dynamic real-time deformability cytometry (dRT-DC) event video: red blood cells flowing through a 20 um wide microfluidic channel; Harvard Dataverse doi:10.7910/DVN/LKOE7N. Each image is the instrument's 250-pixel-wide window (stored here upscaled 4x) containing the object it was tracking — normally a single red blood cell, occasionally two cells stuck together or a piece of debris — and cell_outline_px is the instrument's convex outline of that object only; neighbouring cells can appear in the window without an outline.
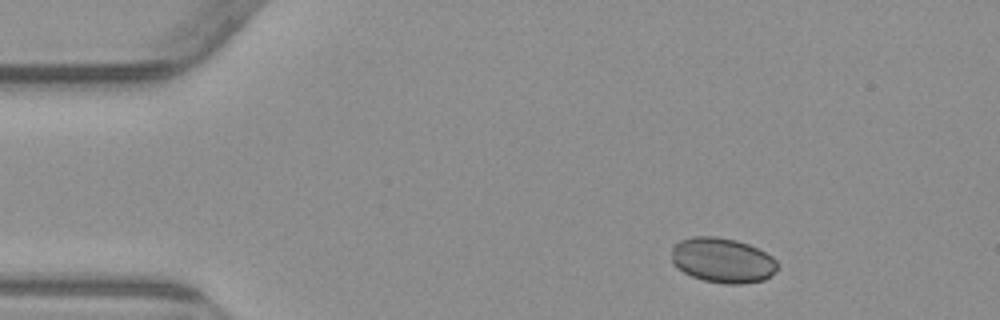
{"species": "common noctule bat (a hibernating species)", "species_latin": "Nyctalus noctula", "temperature_condition": "warm", "stored_images_in_passage": 3, "camera_frame_rate_fps": 3000, "um_per_image_px": 0.085, "animal": {"sex": "male", "body_mass_g": 23.1, "forearm_length_mm": 52.7}, "frame": {"image": 1, "passage_image": 1, "time_ms": 0.0, "image_size_px": [1000, 320], "cell_outline_px": [[776, 272], [764, 280], [744, 284], [724, 284], [704, 280], [692, 276], [676, 268], [672, 264], [672, 244], [680, 240], [692, 236], [716, 236], [736, 240], [748, 244], [772, 256], [776, 260]], "centroid_in_image_um": [61.38, 22.12], "position_along_channel_um": 23.6, "area_um2": 27.98}}